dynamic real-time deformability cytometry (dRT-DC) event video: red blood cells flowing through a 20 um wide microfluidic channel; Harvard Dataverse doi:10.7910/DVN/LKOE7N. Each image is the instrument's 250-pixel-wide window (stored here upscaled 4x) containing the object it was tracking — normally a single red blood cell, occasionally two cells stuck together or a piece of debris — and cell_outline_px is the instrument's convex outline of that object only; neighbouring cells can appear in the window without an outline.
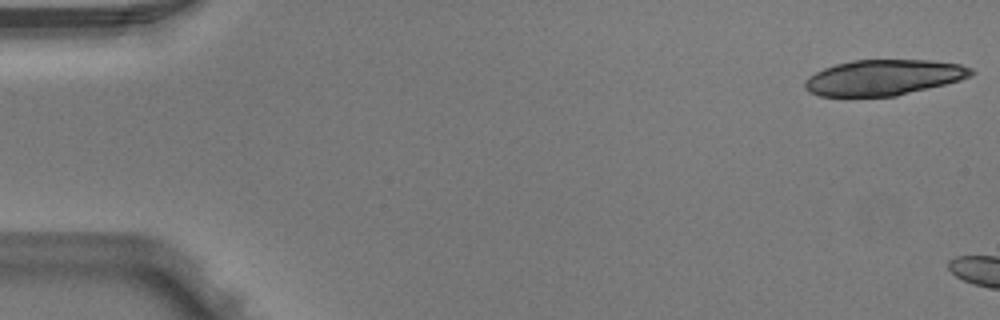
{"species": "Egyptian fruit bat (a non-hibernating species)", "species_latin": "Rousettus aegyptiacus", "temperature_condition": "warm", "stored_images_in_passage": 3, "camera_frame_rate_fps": 3000, "um_per_image_px": 0.085, "animal": {"sex": "male"}, "frame": {"image": 1, "passage_image": 1, "time_ms": 0.0, "image_size_px": [1000, 320], "cell_outline_px": [[976, 72], [972, 76], [960, 80], [896, 96], [820, 96], [808, 92], [804, 88], [804, 80], [808, 76], [824, 68], [836, 64], [852, 60], [932, 60], [960, 64], [972, 68]], "centroid_in_image_um": [75.1, 6.58], "position_along_channel_um": 9.9, "area_um2": 34.62}}